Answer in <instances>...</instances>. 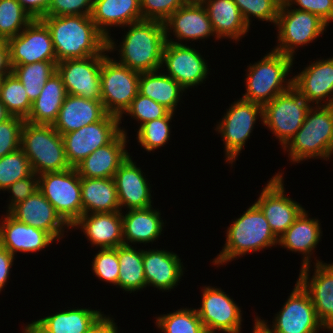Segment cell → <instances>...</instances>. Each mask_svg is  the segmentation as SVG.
<instances>
[{
	"mask_svg": "<svg viewBox=\"0 0 333 333\" xmlns=\"http://www.w3.org/2000/svg\"><path fill=\"white\" fill-rule=\"evenodd\" d=\"M133 161L129 155L114 175L121 212L123 208L129 210L153 205L150 183L142 169Z\"/></svg>",
	"mask_w": 333,
	"mask_h": 333,
	"instance_id": "23",
	"label": "cell"
},
{
	"mask_svg": "<svg viewBox=\"0 0 333 333\" xmlns=\"http://www.w3.org/2000/svg\"><path fill=\"white\" fill-rule=\"evenodd\" d=\"M92 271L101 281L117 286L119 261L116 248L99 249L92 261Z\"/></svg>",
	"mask_w": 333,
	"mask_h": 333,
	"instance_id": "45",
	"label": "cell"
},
{
	"mask_svg": "<svg viewBox=\"0 0 333 333\" xmlns=\"http://www.w3.org/2000/svg\"><path fill=\"white\" fill-rule=\"evenodd\" d=\"M72 228H80L96 248H116L124 244L121 211L83 214Z\"/></svg>",
	"mask_w": 333,
	"mask_h": 333,
	"instance_id": "26",
	"label": "cell"
},
{
	"mask_svg": "<svg viewBox=\"0 0 333 333\" xmlns=\"http://www.w3.org/2000/svg\"><path fill=\"white\" fill-rule=\"evenodd\" d=\"M67 95L61 76L54 73L42 87L38 98L32 102L31 111L25 121L53 125Z\"/></svg>",
	"mask_w": 333,
	"mask_h": 333,
	"instance_id": "35",
	"label": "cell"
},
{
	"mask_svg": "<svg viewBox=\"0 0 333 333\" xmlns=\"http://www.w3.org/2000/svg\"><path fill=\"white\" fill-rule=\"evenodd\" d=\"M190 0H140L142 20L164 23L177 9Z\"/></svg>",
	"mask_w": 333,
	"mask_h": 333,
	"instance_id": "47",
	"label": "cell"
},
{
	"mask_svg": "<svg viewBox=\"0 0 333 333\" xmlns=\"http://www.w3.org/2000/svg\"><path fill=\"white\" fill-rule=\"evenodd\" d=\"M174 112H169L165 117L147 121L138 127L137 140L144 150L151 152L161 148L170 140L172 117Z\"/></svg>",
	"mask_w": 333,
	"mask_h": 333,
	"instance_id": "41",
	"label": "cell"
},
{
	"mask_svg": "<svg viewBox=\"0 0 333 333\" xmlns=\"http://www.w3.org/2000/svg\"><path fill=\"white\" fill-rule=\"evenodd\" d=\"M12 72L23 84L29 100L33 102L38 98L47 80L57 72V61L16 65Z\"/></svg>",
	"mask_w": 333,
	"mask_h": 333,
	"instance_id": "38",
	"label": "cell"
},
{
	"mask_svg": "<svg viewBox=\"0 0 333 333\" xmlns=\"http://www.w3.org/2000/svg\"><path fill=\"white\" fill-rule=\"evenodd\" d=\"M226 110L215 131L224 141L225 161L232 166L250 138L257 119L263 124V106L240 98Z\"/></svg>",
	"mask_w": 333,
	"mask_h": 333,
	"instance_id": "9",
	"label": "cell"
},
{
	"mask_svg": "<svg viewBox=\"0 0 333 333\" xmlns=\"http://www.w3.org/2000/svg\"><path fill=\"white\" fill-rule=\"evenodd\" d=\"M36 190H38V175L35 173L14 182L5 190L12 195H9L11 198L8 201L9 205H7L8 210L6 212H9L15 205L30 197Z\"/></svg>",
	"mask_w": 333,
	"mask_h": 333,
	"instance_id": "50",
	"label": "cell"
},
{
	"mask_svg": "<svg viewBox=\"0 0 333 333\" xmlns=\"http://www.w3.org/2000/svg\"><path fill=\"white\" fill-rule=\"evenodd\" d=\"M110 317L104 315L86 333H120L117 323L113 320L114 318Z\"/></svg>",
	"mask_w": 333,
	"mask_h": 333,
	"instance_id": "54",
	"label": "cell"
},
{
	"mask_svg": "<svg viewBox=\"0 0 333 333\" xmlns=\"http://www.w3.org/2000/svg\"><path fill=\"white\" fill-rule=\"evenodd\" d=\"M292 164L333 155V105L311 106L301 128L282 148Z\"/></svg>",
	"mask_w": 333,
	"mask_h": 333,
	"instance_id": "4",
	"label": "cell"
},
{
	"mask_svg": "<svg viewBox=\"0 0 333 333\" xmlns=\"http://www.w3.org/2000/svg\"><path fill=\"white\" fill-rule=\"evenodd\" d=\"M294 9L307 11L318 16L328 26L333 21V0H284Z\"/></svg>",
	"mask_w": 333,
	"mask_h": 333,
	"instance_id": "51",
	"label": "cell"
},
{
	"mask_svg": "<svg viewBox=\"0 0 333 333\" xmlns=\"http://www.w3.org/2000/svg\"><path fill=\"white\" fill-rule=\"evenodd\" d=\"M102 61L103 55H96L58 62L57 73L62 78L67 94L101 100Z\"/></svg>",
	"mask_w": 333,
	"mask_h": 333,
	"instance_id": "19",
	"label": "cell"
},
{
	"mask_svg": "<svg viewBox=\"0 0 333 333\" xmlns=\"http://www.w3.org/2000/svg\"><path fill=\"white\" fill-rule=\"evenodd\" d=\"M32 20L18 0H0V39L17 36Z\"/></svg>",
	"mask_w": 333,
	"mask_h": 333,
	"instance_id": "42",
	"label": "cell"
},
{
	"mask_svg": "<svg viewBox=\"0 0 333 333\" xmlns=\"http://www.w3.org/2000/svg\"><path fill=\"white\" fill-rule=\"evenodd\" d=\"M25 119L11 116L0 123V158L21 147V131Z\"/></svg>",
	"mask_w": 333,
	"mask_h": 333,
	"instance_id": "48",
	"label": "cell"
},
{
	"mask_svg": "<svg viewBox=\"0 0 333 333\" xmlns=\"http://www.w3.org/2000/svg\"><path fill=\"white\" fill-rule=\"evenodd\" d=\"M146 287L171 291L180 283L184 274L183 262L173 251L161 249H142Z\"/></svg>",
	"mask_w": 333,
	"mask_h": 333,
	"instance_id": "24",
	"label": "cell"
},
{
	"mask_svg": "<svg viewBox=\"0 0 333 333\" xmlns=\"http://www.w3.org/2000/svg\"><path fill=\"white\" fill-rule=\"evenodd\" d=\"M277 46L273 50L294 59L296 49L313 43L326 31L328 25L307 11L292 9L282 0L276 20Z\"/></svg>",
	"mask_w": 333,
	"mask_h": 333,
	"instance_id": "8",
	"label": "cell"
},
{
	"mask_svg": "<svg viewBox=\"0 0 333 333\" xmlns=\"http://www.w3.org/2000/svg\"><path fill=\"white\" fill-rule=\"evenodd\" d=\"M311 104L292 86L263 106V125L283 148L301 128Z\"/></svg>",
	"mask_w": 333,
	"mask_h": 333,
	"instance_id": "11",
	"label": "cell"
},
{
	"mask_svg": "<svg viewBox=\"0 0 333 333\" xmlns=\"http://www.w3.org/2000/svg\"><path fill=\"white\" fill-rule=\"evenodd\" d=\"M126 212L125 214L122 211L124 245H136V243L145 245L158 240L165 226L159 209L150 206L129 209Z\"/></svg>",
	"mask_w": 333,
	"mask_h": 333,
	"instance_id": "30",
	"label": "cell"
},
{
	"mask_svg": "<svg viewBox=\"0 0 333 333\" xmlns=\"http://www.w3.org/2000/svg\"><path fill=\"white\" fill-rule=\"evenodd\" d=\"M36 175L70 169L62 135L52 125L25 121L21 131V147Z\"/></svg>",
	"mask_w": 333,
	"mask_h": 333,
	"instance_id": "6",
	"label": "cell"
},
{
	"mask_svg": "<svg viewBox=\"0 0 333 333\" xmlns=\"http://www.w3.org/2000/svg\"><path fill=\"white\" fill-rule=\"evenodd\" d=\"M32 173L29 159L21 148L5 155L0 158V191L4 192L14 182Z\"/></svg>",
	"mask_w": 333,
	"mask_h": 333,
	"instance_id": "43",
	"label": "cell"
},
{
	"mask_svg": "<svg viewBox=\"0 0 333 333\" xmlns=\"http://www.w3.org/2000/svg\"><path fill=\"white\" fill-rule=\"evenodd\" d=\"M197 313L206 333H242V310L221 288L204 286Z\"/></svg>",
	"mask_w": 333,
	"mask_h": 333,
	"instance_id": "15",
	"label": "cell"
},
{
	"mask_svg": "<svg viewBox=\"0 0 333 333\" xmlns=\"http://www.w3.org/2000/svg\"><path fill=\"white\" fill-rule=\"evenodd\" d=\"M272 320L258 318L272 333H319L324 330L308 292L296 281L294 289ZM271 328V329H270Z\"/></svg>",
	"mask_w": 333,
	"mask_h": 333,
	"instance_id": "13",
	"label": "cell"
},
{
	"mask_svg": "<svg viewBox=\"0 0 333 333\" xmlns=\"http://www.w3.org/2000/svg\"><path fill=\"white\" fill-rule=\"evenodd\" d=\"M106 114L101 100L67 95L52 126L63 135L98 122Z\"/></svg>",
	"mask_w": 333,
	"mask_h": 333,
	"instance_id": "29",
	"label": "cell"
},
{
	"mask_svg": "<svg viewBox=\"0 0 333 333\" xmlns=\"http://www.w3.org/2000/svg\"><path fill=\"white\" fill-rule=\"evenodd\" d=\"M127 134L120 132L109 144L96 149L75 169L84 178H114L115 172L130 155L126 150Z\"/></svg>",
	"mask_w": 333,
	"mask_h": 333,
	"instance_id": "27",
	"label": "cell"
},
{
	"mask_svg": "<svg viewBox=\"0 0 333 333\" xmlns=\"http://www.w3.org/2000/svg\"><path fill=\"white\" fill-rule=\"evenodd\" d=\"M12 115L7 111L4 104L0 101V123L9 119Z\"/></svg>",
	"mask_w": 333,
	"mask_h": 333,
	"instance_id": "57",
	"label": "cell"
},
{
	"mask_svg": "<svg viewBox=\"0 0 333 333\" xmlns=\"http://www.w3.org/2000/svg\"><path fill=\"white\" fill-rule=\"evenodd\" d=\"M140 72L132 70L106 53L100 72L101 101L107 114L120 118L138 94Z\"/></svg>",
	"mask_w": 333,
	"mask_h": 333,
	"instance_id": "7",
	"label": "cell"
},
{
	"mask_svg": "<svg viewBox=\"0 0 333 333\" xmlns=\"http://www.w3.org/2000/svg\"><path fill=\"white\" fill-rule=\"evenodd\" d=\"M166 67V68H165ZM172 77L185 90L206 81L209 68L203 55L191 45L166 41L163 49L161 72Z\"/></svg>",
	"mask_w": 333,
	"mask_h": 333,
	"instance_id": "16",
	"label": "cell"
},
{
	"mask_svg": "<svg viewBox=\"0 0 333 333\" xmlns=\"http://www.w3.org/2000/svg\"><path fill=\"white\" fill-rule=\"evenodd\" d=\"M126 27L128 32L124 33L120 45L117 46L111 35L107 38L108 53L118 50L120 60L116 61L140 73L160 70L166 43L164 23L142 20L122 29Z\"/></svg>",
	"mask_w": 333,
	"mask_h": 333,
	"instance_id": "2",
	"label": "cell"
},
{
	"mask_svg": "<svg viewBox=\"0 0 333 333\" xmlns=\"http://www.w3.org/2000/svg\"><path fill=\"white\" fill-rule=\"evenodd\" d=\"M94 0H51L46 16L91 15Z\"/></svg>",
	"mask_w": 333,
	"mask_h": 333,
	"instance_id": "49",
	"label": "cell"
},
{
	"mask_svg": "<svg viewBox=\"0 0 333 333\" xmlns=\"http://www.w3.org/2000/svg\"><path fill=\"white\" fill-rule=\"evenodd\" d=\"M156 326L163 333H206L197 310L180 308L156 317Z\"/></svg>",
	"mask_w": 333,
	"mask_h": 333,
	"instance_id": "40",
	"label": "cell"
},
{
	"mask_svg": "<svg viewBox=\"0 0 333 333\" xmlns=\"http://www.w3.org/2000/svg\"><path fill=\"white\" fill-rule=\"evenodd\" d=\"M293 62L292 57L271 50L258 62L250 63L245 75L246 92L241 98L264 106L288 91L293 86V77H286L293 71Z\"/></svg>",
	"mask_w": 333,
	"mask_h": 333,
	"instance_id": "5",
	"label": "cell"
},
{
	"mask_svg": "<svg viewBox=\"0 0 333 333\" xmlns=\"http://www.w3.org/2000/svg\"><path fill=\"white\" fill-rule=\"evenodd\" d=\"M201 2L207 9L213 30L219 40L224 37L239 42L250 31L233 0H201Z\"/></svg>",
	"mask_w": 333,
	"mask_h": 333,
	"instance_id": "33",
	"label": "cell"
},
{
	"mask_svg": "<svg viewBox=\"0 0 333 333\" xmlns=\"http://www.w3.org/2000/svg\"><path fill=\"white\" fill-rule=\"evenodd\" d=\"M83 214L120 210L114 178L81 177Z\"/></svg>",
	"mask_w": 333,
	"mask_h": 333,
	"instance_id": "34",
	"label": "cell"
},
{
	"mask_svg": "<svg viewBox=\"0 0 333 333\" xmlns=\"http://www.w3.org/2000/svg\"><path fill=\"white\" fill-rule=\"evenodd\" d=\"M2 219L0 220V245L14 256L17 252L42 251L55 242L47 232L19 222L8 212Z\"/></svg>",
	"mask_w": 333,
	"mask_h": 333,
	"instance_id": "25",
	"label": "cell"
},
{
	"mask_svg": "<svg viewBox=\"0 0 333 333\" xmlns=\"http://www.w3.org/2000/svg\"><path fill=\"white\" fill-rule=\"evenodd\" d=\"M12 72L7 40L0 39V77Z\"/></svg>",
	"mask_w": 333,
	"mask_h": 333,
	"instance_id": "55",
	"label": "cell"
},
{
	"mask_svg": "<svg viewBox=\"0 0 333 333\" xmlns=\"http://www.w3.org/2000/svg\"><path fill=\"white\" fill-rule=\"evenodd\" d=\"M38 190L70 227L83 215L81 177L75 168L38 175Z\"/></svg>",
	"mask_w": 333,
	"mask_h": 333,
	"instance_id": "10",
	"label": "cell"
},
{
	"mask_svg": "<svg viewBox=\"0 0 333 333\" xmlns=\"http://www.w3.org/2000/svg\"><path fill=\"white\" fill-rule=\"evenodd\" d=\"M15 256L12 255L7 249L0 245V292L6 287L8 279L10 278L11 267Z\"/></svg>",
	"mask_w": 333,
	"mask_h": 333,
	"instance_id": "53",
	"label": "cell"
},
{
	"mask_svg": "<svg viewBox=\"0 0 333 333\" xmlns=\"http://www.w3.org/2000/svg\"><path fill=\"white\" fill-rule=\"evenodd\" d=\"M8 213L19 222L47 232L56 242L62 240L65 229H71L39 190Z\"/></svg>",
	"mask_w": 333,
	"mask_h": 333,
	"instance_id": "21",
	"label": "cell"
},
{
	"mask_svg": "<svg viewBox=\"0 0 333 333\" xmlns=\"http://www.w3.org/2000/svg\"><path fill=\"white\" fill-rule=\"evenodd\" d=\"M293 87L313 106L333 105V57L304 67L293 77Z\"/></svg>",
	"mask_w": 333,
	"mask_h": 333,
	"instance_id": "22",
	"label": "cell"
},
{
	"mask_svg": "<svg viewBox=\"0 0 333 333\" xmlns=\"http://www.w3.org/2000/svg\"><path fill=\"white\" fill-rule=\"evenodd\" d=\"M136 249L132 245L124 244L117 247L119 261L117 287L130 294L146 289L142 249Z\"/></svg>",
	"mask_w": 333,
	"mask_h": 333,
	"instance_id": "37",
	"label": "cell"
},
{
	"mask_svg": "<svg viewBox=\"0 0 333 333\" xmlns=\"http://www.w3.org/2000/svg\"><path fill=\"white\" fill-rule=\"evenodd\" d=\"M26 324H28V325H25V327L23 328L22 333H42L31 322L26 323Z\"/></svg>",
	"mask_w": 333,
	"mask_h": 333,
	"instance_id": "58",
	"label": "cell"
},
{
	"mask_svg": "<svg viewBox=\"0 0 333 333\" xmlns=\"http://www.w3.org/2000/svg\"><path fill=\"white\" fill-rule=\"evenodd\" d=\"M169 112L163 105L138 92L124 114L133 117L132 119L138 121L141 126L147 121L165 117Z\"/></svg>",
	"mask_w": 333,
	"mask_h": 333,
	"instance_id": "46",
	"label": "cell"
},
{
	"mask_svg": "<svg viewBox=\"0 0 333 333\" xmlns=\"http://www.w3.org/2000/svg\"><path fill=\"white\" fill-rule=\"evenodd\" d=\"M18 2L34 20L46 16L51 0H18Z\"/></svg>",
	"mask_w": 333,
	"mask_h": 333,
	"instance_id": "52",
	"label": "cell"
},
{
	"mask_svg": "<svg viewBox=\"0 0 333 333\" xmlns=\"http://www.w3.org/2000/svg\"><path fill=\"white\" fill-rule=\"evenodd\" d=\"M164 25L166 41L168 42L176 44H183L184 40L185 42H188V40L194 42L199 40L200 42L210 36H214L215 40H219L213 30L207 9L201 1L190 0L177 9L164 22ZM170 33L175 36V40L170 37Z\"/></svg>",
	"mask_w": 333,
	"mask_h": 333,
	"instance_id": "20",
	"label": "cell"
},
{
	"mask_svg": "<svg viewBox=\"0 0 333 333\" xmlns=\"http://www.w3.org/2000/svg\"><path fill=\"white\" fill-rule=\"evenodd\" d=\"M120 132L127 134L120 125V118L106 114L100 121L62 135L65 154L71 168L96 149L109 144Z\"/></svg>",
	"mask_w": 333,
	"mask_h": 333,
	"instance_id": "12",
	"label": "cell"
},
{
	"mask_svg": "<svg viewBox=\"0 0 333 333\" xmlns=\"http://www.w3.org/2000/svg\"><path fill=\"white\" fill-rule=\"evenodd\" d=\"M0 101L12 116L26 119L31 111L32 102L29 100L23 84L13 72L1 79Z\"/></svg>",
	"mask_w": 333,
	"mask_h": 333,
	"instance_id": "39",
	"label": "cell"
},
{
	"mask_svg": "<svg viewBox=\"0 0 333 333\" xmlns=\"http://www.w3.org/2000/svg\"><path fill=\"white\" fill-rule=\"evenodd\" d=\"M7 43L12 68L41 61H57L50 31L40 19L32 20Z\"/></svg>",
	"mask_w": 333,
	"mask_h": 333,
	"instance_id": "17",
	"label": "cell"
},
{
	"mask_svg": "<svg viewBox=\"0 0 333 333\" xmlns=\"http://www.w3.org/2000/svg\"><path fill=\"white\" fill-rule=\"evenodd\" d=\"M274 175L267 181L254 204L262 211L270 229L279 238L305 208L285 194L284 172L279 171Z\"/></svg>",
	"mask_w": 333,
	"mask_h": 333,
	"instance_id": "14",
	"label": "cell"
},
{
	"mask_svg": "<svg viewBox=\"0 0 333 333\" xmlns=\"http://www.w3.org/2000/svg\"><path fill=\"white\" fill-rule=\"evenodd\" d=\"M252 333H272L256 316Z\"/></svg>",
	"mask_w": 333,
	"mask_h": 333,
	"instance_id": "56",
	"label": "cell"
},
{
	"mask_svg": "<svg viewBox=\"0 0 333 333\" xmlns=\"http://www.w3.org/2000/svg\"><path fill=\"white\" fill-rule=\"evenodd\" d=\"M159 71L141 72L138 92L175 113L186 90L172 77Z\"/></svg>",
	"mask_w": 333,
	"mask_h": 333,
	"instance_id": "36",
	"label": "cell"
},
{
	"mask_svg": "<svg viewBox=\"0 0 333 333\" xmlns=\"http://www.w3.org/2000/svg\"><path fill=\"white\" fill-rule=\"evenodd\" d=\"M315 259L313 275H309L312 264L303 266L297 281L308 292L317 318L325 331L333 333V262L327 264Z\"/></svg>",
	"mask_w": 333,
	"mask_h": 333,
	"instance_id": "18",
	"label": "cell"
},
{
	"mask_svg": "<svg viewBox=\"0 0 333 333\" xmlns=\"http://www.w3.org/2000/svg\"><path fill=\"white\" fill-rule=\"evenodd\" d=\"M309 215L304 209L294 223L278 238V246L303 255L301 267L311 264V255L314 254L322 237L320 220L310 218Z\"/></svg>",
	"mask_w": 333,
	"mask_h": 333,
	"instance_id": "28",
	"label": "cell"
},
{
	"mask_svg": "<svg viewBox=\"0 0 333 333\" xmlns=\"http://www.w3.org/2000/svg\"><path fill=\"white\" fill-rule=\"evenodd\" d=\"M62 310L31 323L42 333H86L105 314L101 310L77 308Z\"/></svg>",
	"mask_w": 333,
	"mask_h": 333,
	"instance_id": "32",
	"label": "cell"
},
{
	"mask_svg": "<svg viewBox=\"0 0 333 333\" xmlns=\"http://www.w3.org/2000/svg\"><path fill=\"white\" fill-rule=\"evenodd\" d=\"M224 247L212 261L217 267L266 248L277 246L278 238L270 229L262 211L253 203L226 231Z\"/></svg>",
	"mask_w": 333,
	"mask_h": 333,
	"instance_id": "3",
	"label": "cell"
},
{
	"mask_svg": "<svg viewBox=\"0 0 333 333\" xmlns=\"http://www.w3.org/2000/svg\"><path fill=\"white\" fill-rule=\"evenodd\" d=\"M238 6L241 15L249 26L252 17L258 18L259 21H266L276 24L278 12L282 0H233Z\"/></svg>",
	"mask_w": 333,
	"mask_h": 333,
	"instance_id": "44",
	"label": "cell"
},
{
	"mask_svg": "<svg viewBox=\"0 0 333 333\" xmlns=\"http://www.w3.org/2000/svg\"><path fill=\"white\" fill-rule=\"evenodd\" d=\"M40 20L50 31L57 63L108 54L107 37L91 15L45 16Z\"/></svg>",
	"mask_w": 333,
	"mask_h": 333,
	"instance_id": "1",
	"label": "cell"
},
{
	"mask_svg": "<svg viewBox=\"0 0 333 333\" xmlns=\"http://www.w3.org/2000/svg\"><path fill=\"white\" fill-rule=\"evenodd\" d=\"M91 18L108 38L111 27H125L142 21L140 0H94Z\"/></svg>",
	"mask_w": 333,
	"mask_h": 333,
	"instance_id": "31",
	"label": "cell"
}]
</instances>
